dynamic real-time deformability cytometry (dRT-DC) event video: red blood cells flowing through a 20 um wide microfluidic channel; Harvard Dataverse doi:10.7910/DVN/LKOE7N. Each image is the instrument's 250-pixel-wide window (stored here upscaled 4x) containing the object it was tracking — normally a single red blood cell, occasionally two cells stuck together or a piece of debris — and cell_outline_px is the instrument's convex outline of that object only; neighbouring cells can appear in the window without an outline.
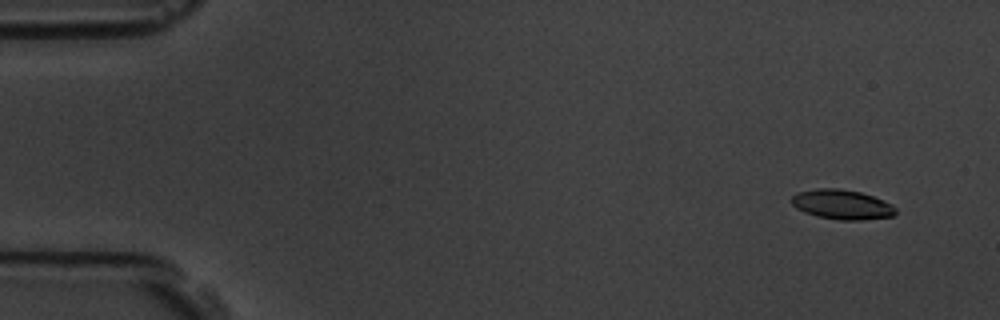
{"species": "common noctule bat (a hibernating species)", "species_latin": "Nyctalus noctula", "temperature_condition": "room temperature", "stored_images_in_passage": 59, "camera_frame_rate_fps": 3000, "um_per_image_px": 0.085, "animal": {"sex": "male", "body_mass_g": 19.5, "forearm_length_mm": 54.6}, "frame": {"image": 1, "passage_image": 5, "time_ms": 1.333, "image_size_px": [1000, 320], "cell_outline_px": [[896, 212], [892, 216], [860, 220], [840, 220], [816, 216], [804, 212], [796, 208], [792, 204], [792, 196], [800, 192], [816, 188], [840, 188], [860, 192], [884, 200], [892, 204], [896, 208]], "centroid_in_image_um": [71.57, 17.38], "position_along_channel_um": 13.4, "area_um2": 17.98}}
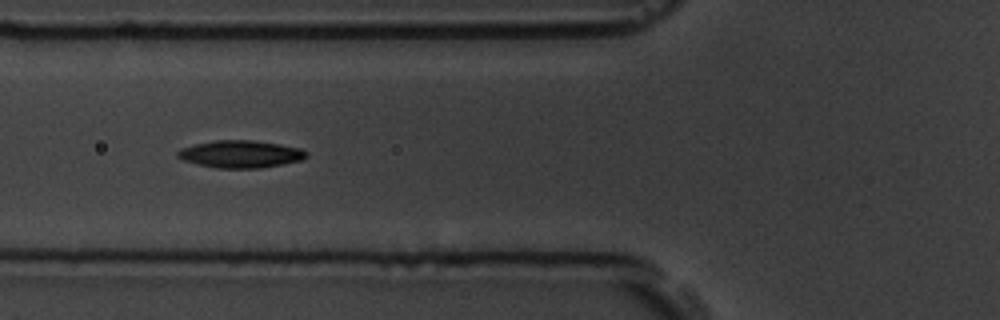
{"frame": {"image": 2, "passage_image": 23, "time_ms": 7.333, "image_size_px": [1000, 320], "cell_outline_px": [[308, 156], [300, 160], [260, 168], [216, 168], [196, 164], [184, 160], [176, 156], [176, 152], [180, 148], [196, 144], [216, 140], [252, 140], [280, 144], [300, 148], [308, 152]], "centroid_in_image_um": [20.42, 13.09], "position_along_channel_um": 105.4, "area_um2": 20.46}}
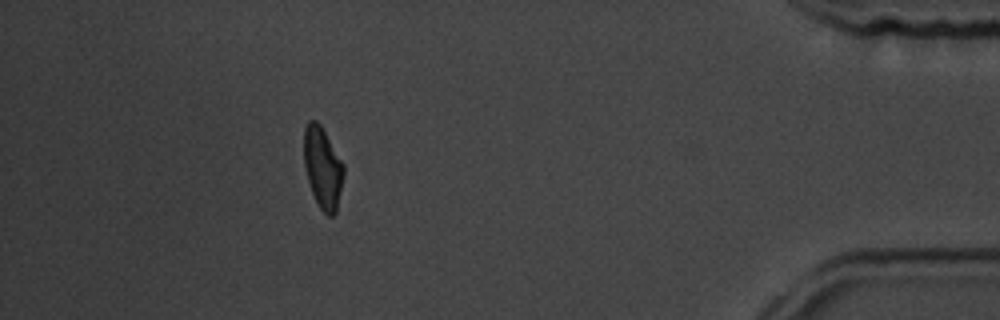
{"frame": {"image": 3, "passage_image": 53, "time_ms": 17.333, "image_size_px": [1000, 320], "cell_outline_px": [[344, 172], [336, 212], [332, 216], [328, 216], [320, 208], [312, 192], [308, 180], [304, 164], [304, 128], [308, 120], [316, 120], [320, 124], [344, 164]], "centroid_in_image_um": [27.42, 14.23], "position_along_channel_um": 407.8, "area_um2": 18.67}, "authors_computed_cell_mechanics": {"area_um2": 19.074, "velocity_mm_per_s": 3.554, "shape_relaxation_time_tau1_ms": 3.8894, "shape_relaxation_time_tau2_ms": 5.3143, "deformation_change_tau1": 0.1342, "deformation_change_tau2": 0.1178}}